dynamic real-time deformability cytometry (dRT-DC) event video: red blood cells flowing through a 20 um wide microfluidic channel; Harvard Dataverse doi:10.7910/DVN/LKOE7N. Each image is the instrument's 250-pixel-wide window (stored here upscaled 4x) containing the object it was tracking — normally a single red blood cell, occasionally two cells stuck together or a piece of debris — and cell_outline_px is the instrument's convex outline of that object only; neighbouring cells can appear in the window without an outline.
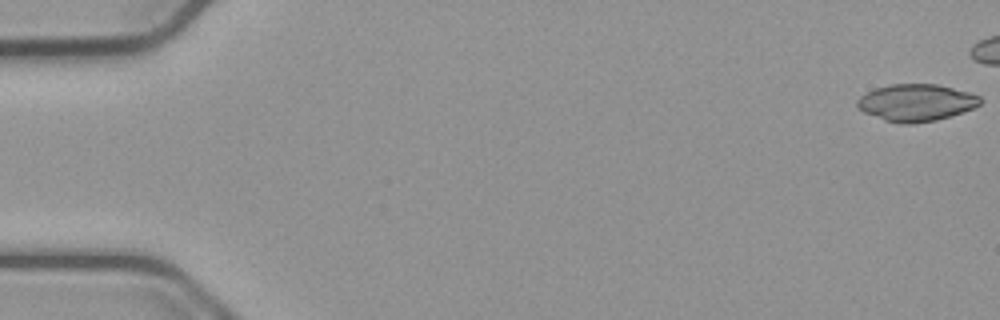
{"species": "common noctule bat (a hibernating species)", "species_latin": "Nyctalus noctula", "temperature_condition": "cold", "stored_images_in_passage": 44, "camera_frame_rate_fps": 3000, "um_per_image_px": 0.085, "animal": {"sex": "male", "body_mass_g": 23.1, "forearm_length_mm": 52.7}, "frame": {"image": 1, "passage_image": 1, "time_ms": 0.0, "image_size_px": [1000, 320], "cell_outline_px": [[984, 100], [980, 104], [972, 108], [936, 120], [912, 124], [900, 124], [884, 120], [864, 112], [856, 108], [856, 100], [860, 96], [876, 88], [892, 84], [936, 84], [968, 92], [980, 96]], "centroid_in_image_um": [77.84, 8.73], "position_along_channel_um": 7.2, "area_um2": 26.41}}